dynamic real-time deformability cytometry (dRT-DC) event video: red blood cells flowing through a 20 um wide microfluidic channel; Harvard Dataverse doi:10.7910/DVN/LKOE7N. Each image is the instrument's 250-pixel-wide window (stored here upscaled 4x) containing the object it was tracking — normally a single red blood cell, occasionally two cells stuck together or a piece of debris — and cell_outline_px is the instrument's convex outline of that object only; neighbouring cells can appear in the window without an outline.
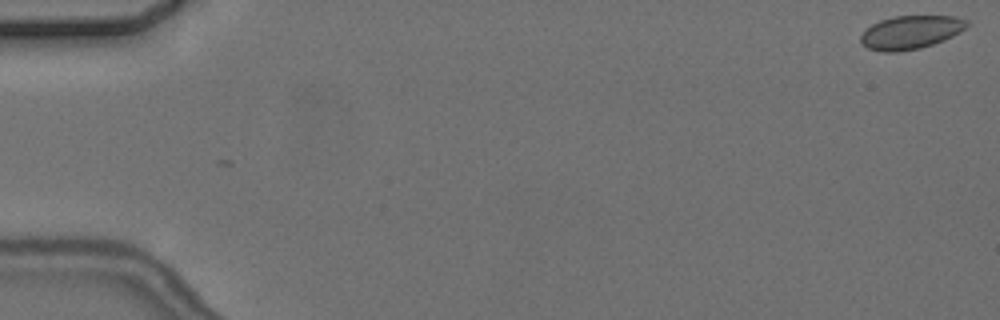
{"species": "common noctule bat (a hibernating species)", "species_latin": "Nyctalus noctula", "temperature_condition": "cold", "stored_images_in_passage": 6, "camera_frame_rate_fps": 3000, "um_per_image_px": 0.085, "animal": {"sex": "female", "body_mass_g": 24.6, "forearm_length_mm": 56.2}, "frame": {"image": 1, "passage_image": 1, "time_ms": 0.0, "image_size_px": [1000, 320], "cell_outline_px": [[972, 24], [960, 32], [944, 40], [920, 48], [900, 52], [884, 52], [868, 48], [860, 40], [860, 36], [872, 24], [880, 20], [892, 16], [956, 16], [968, 20]], "centroid_in_image_um": [77.45, 2.73], "position_along_channel_um": 7.5, "area_um2": 20.75}}
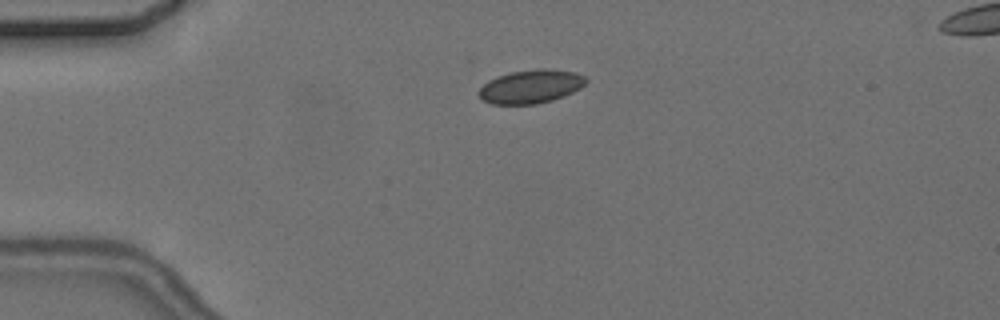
{"frame": {"image": 2, "passage_image": 4, "time_ms": 4.333, "image_size_px": [1000, 320], "cell_outline_px": [[588, 80], [580, 88], [564, 96], [552, 100], [536, 104], [492, 104], [484, 100], [480, 96], [480, 88], [488, 80], [496, 76], [512, 72], [536, 68], [544, 68], [576, 72], [584, 76]], "centroid_in_image_um": [45.14, 7.34], "position_along_channel_um": 39.9, "area_um2": 20.87}}
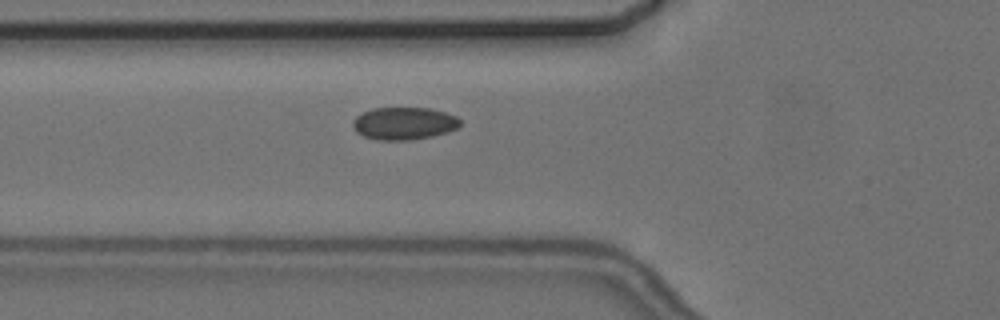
{"frame": {"image": 3, "passage_image": 6, "time_ms": 6.667, "image_size_px": [1000, 320], "cell_outline_px": [[460, 124], [456, 128], [448, 132], [432, 136], [408, 140], [380, 140], [364, 136], [356, 132], [352, 124], [352, 120], [356, 116], [372, 108], [428, 108], [444, 112], [456, 116], [460, 120]], "centroid_in_image_um": [34.32, 10.49], "position_along_channel_um": 91.5, "area_um2": 20.23}}